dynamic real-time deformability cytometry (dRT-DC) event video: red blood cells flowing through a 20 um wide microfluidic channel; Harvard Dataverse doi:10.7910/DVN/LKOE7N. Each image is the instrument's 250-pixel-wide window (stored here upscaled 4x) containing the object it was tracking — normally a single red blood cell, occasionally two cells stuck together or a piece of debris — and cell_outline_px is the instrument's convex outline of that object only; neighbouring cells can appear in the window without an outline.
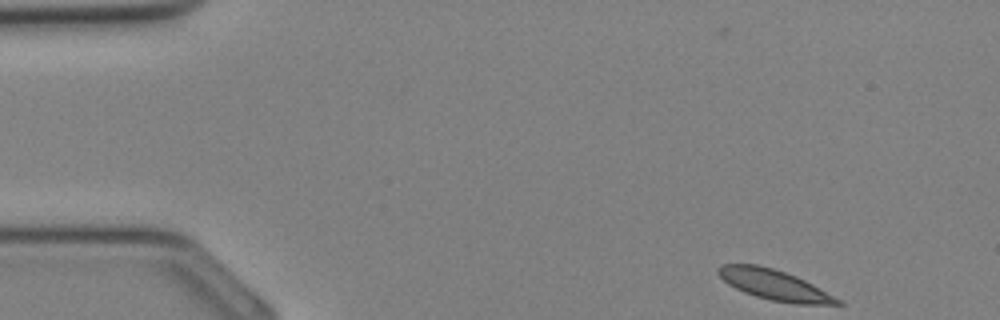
{"species": "Egyptian fruit bat (a non-hibernating species)", "species_latin": "Rousettus aegyptiacus", "temperature_condition": "cold", "stored_images_in_passage": 33, "camera_frame_rate_fps": 3000, "um_per_image_px": 0.085, "animal": {"sex": "female"}, "frame": {"image": 1, "passage_image": 1, "time_ms": 0.0, "image_size_px": [1000, 320], "cell_outline_px": [[844, 304], [796, 304], [772, 300], [756, 296], [744, 292], [728, 284], [716, 272], [716, 268], [720, 264], [756, 264], [772, 268], [796, 276], [812, 284], [840, 300]], "centroid_in_image_um": [65.76, 24.2], "position_along_channel_um": 19.2, "area_um2": 20.69}}
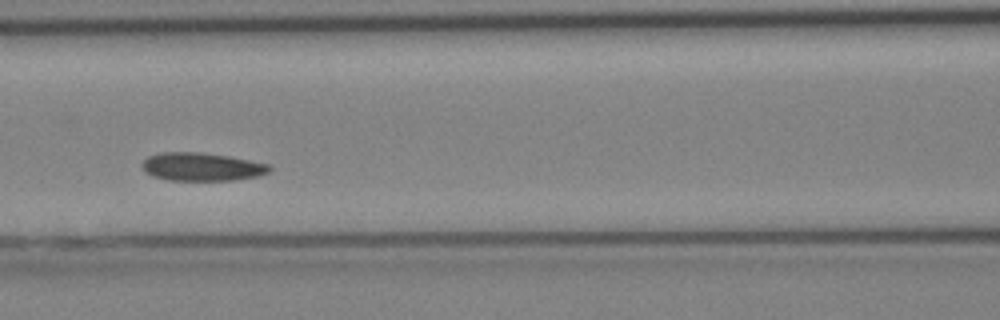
{"frame": {"image": 2, "passage_image": 13, "time_ms": 4.0, "image_size_px": [1000, 320], "cell_outline_px": [[272, 168], [268, 172], [256, 176], [232, 180], [168, 180], [152, 176], [144, 168], [144, 160], [148, 156], [160, 152], [200, 152], [228, 156], [268, 164]], "centroid_in_image_um": [17.14, 14.17], "position_along_channel_um": 149.5, "area_um2": 20.58}}
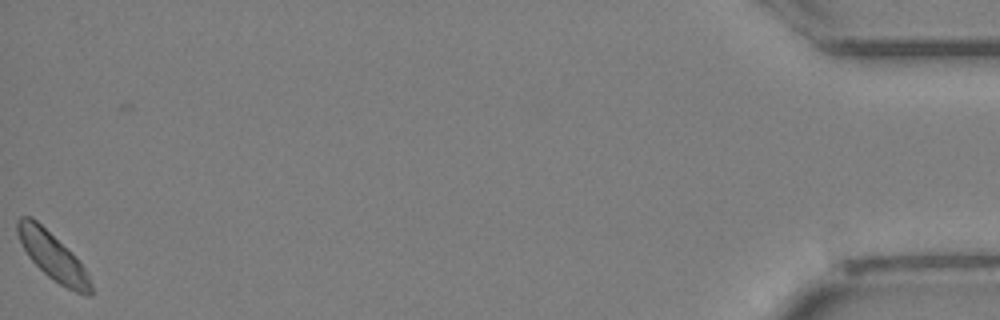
{"frame": {"image": 3, "passage_image": 33, "time_ms": 10.667, "image_size_px": [1000, 320], "cell_outline_px": [[92, 296], [84, 296], [60, 284], [48, 276], [28, 256], [16, 232], [16, 220], [20, 216], [32, 216], [84, 268], [92, 284]], "centroid_in_image_um": [4.44, 21.8], "position_along_channel_um": 430.8, "area_um2": 19.36}}